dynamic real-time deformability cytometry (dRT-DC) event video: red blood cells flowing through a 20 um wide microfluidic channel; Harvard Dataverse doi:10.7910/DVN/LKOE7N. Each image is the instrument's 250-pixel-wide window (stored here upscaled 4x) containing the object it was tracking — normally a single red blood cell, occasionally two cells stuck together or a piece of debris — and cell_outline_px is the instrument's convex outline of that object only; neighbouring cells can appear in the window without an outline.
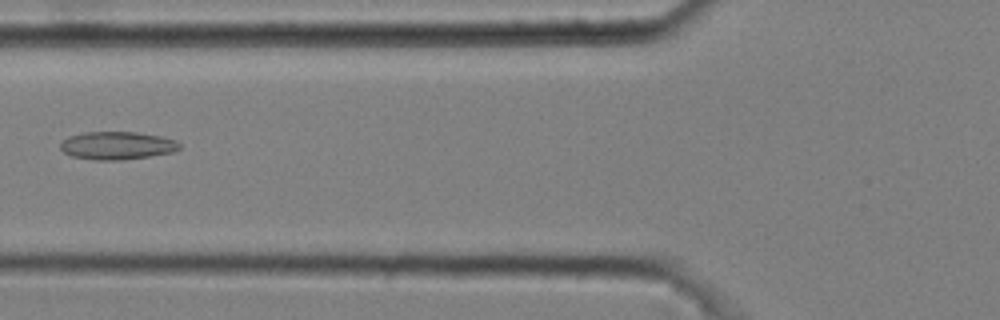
{"species": "common noctule bat (a hibernating species)", "species_latin": "Nyctalus noctula", "temperature_condition": "cold", "stored_images_in_passage": 6, "camera_frame_rate_fps": 3000, "um_per_image_px": 0.085, "animal": {"sex": "male", "body_mass_g": 20.4}, "frame": {"image": 1, "passage_image": 6, "time_ms": 1.667, "image_size_px": [1000, 320], "cell_outline_px": [[180, 148], [172, 152], [124, 160], [92, 160], [72, 156], [64, 152], [60, 148], [60, 144], [68, 136], [84, 132], [136, 132], [160, 136], [176, 140], [180, 144]], "centroid_in_image_um": [9.94, 12.37], "position_along_channel_um": 115.9, "area_um2": 19.36}}